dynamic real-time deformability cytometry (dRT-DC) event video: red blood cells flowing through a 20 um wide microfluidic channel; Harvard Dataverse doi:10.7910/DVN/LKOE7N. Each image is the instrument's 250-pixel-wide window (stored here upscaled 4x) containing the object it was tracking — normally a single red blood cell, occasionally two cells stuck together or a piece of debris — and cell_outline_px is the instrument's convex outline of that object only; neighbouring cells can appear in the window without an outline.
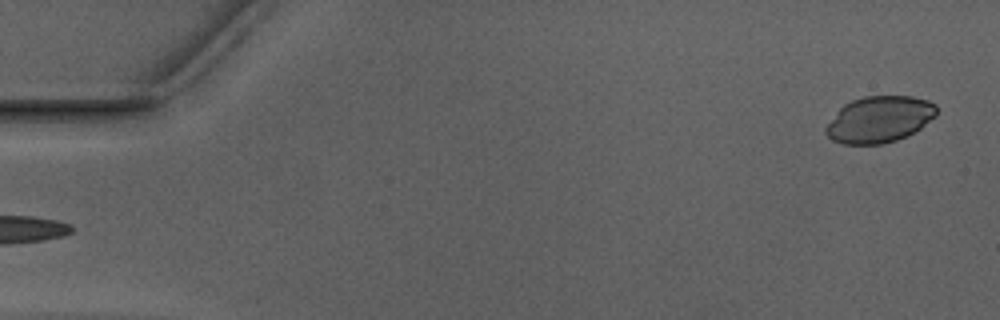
{"species": "Egyptian fruit bat (a non-hibernating species)", "species_latin": "Rousettus aegyptiacus", "temperature_condition": "warm", "stored_images_in_passage": 47, "camera_frame_rate_fps": 3000, "um_per_image_px": 0.085, "animal": {"sex": "male"}, "frame": {"image": 1, "passage_image": 1, "time_ms": 0.0, "image_size_px": [1000, 320], "cell_outline_px": [[936, 116], [920, 128], [896, 140], [884, 144], [844, 144], [832, 140], [824, 132], [824, 128], [840, 108], [844, 104], [852, 100], [864, 96], [912, 96], [928, 100], [936, 104]], "centroid_in_image_um": [74.73, 10.14], "position_along_channel_um": 10.3, "area_um2": 29.82}}